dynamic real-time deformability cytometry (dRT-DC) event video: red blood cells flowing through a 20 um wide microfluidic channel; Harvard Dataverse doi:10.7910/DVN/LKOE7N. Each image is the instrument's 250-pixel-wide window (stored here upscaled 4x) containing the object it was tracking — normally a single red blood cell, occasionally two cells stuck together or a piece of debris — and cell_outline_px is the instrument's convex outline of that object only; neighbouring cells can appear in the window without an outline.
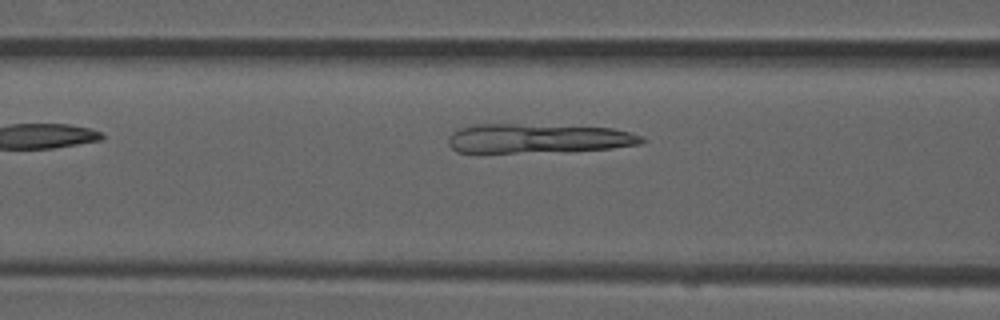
{"species": "common noctule bat (a hibernating species)", "species_latin": "Nyctalus noctula", "temperature_condition": "room temperature", "stored_images_in_passage": 4, "camera_frame_rate_fps": 3000, "um_per_image_px": 0.085, "animal": {"sex": "male", "forearm_length_mm": 52.5}, "frame": {"image": 1, "passage_image": 3, "time_ms": 0.667, "image_size_px": [1000, 320], "cell_outline_px": [[644, 140], [640, 144], [612, 148], [516, 152], [456, 152], [448, 144], [448, 136], [452, 132], [460, 128], [476, 124], [512, 124], [612, 128], [628, 132], [640, 136]], "centroid_in_image_um": [45.65, 11.76], "position_along_channel_um": 121.0, "area_um2": 32.25}}